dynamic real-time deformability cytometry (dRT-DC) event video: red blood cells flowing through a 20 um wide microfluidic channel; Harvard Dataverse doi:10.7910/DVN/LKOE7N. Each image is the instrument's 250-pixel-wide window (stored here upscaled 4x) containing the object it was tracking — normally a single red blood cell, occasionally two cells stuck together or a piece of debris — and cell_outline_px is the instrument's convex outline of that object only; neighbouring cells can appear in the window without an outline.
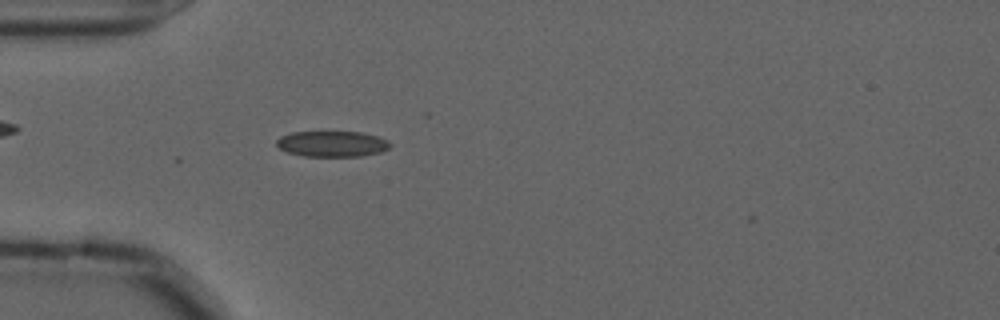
{"species": "common noctule bat (a hibernating species)", "species_latin": "Nyctalus noctula", "temperature_condition": "cold", "stored_images_in_passage": 45, "camera_frame_rate_fps": 3000, "um_per_image_px": 0.085, "animal": {"sex": "male", "forearm_length_mm": 52.5}, "frame": {"image": 1, "passage_image": 5, "time_ms": 1.333, "image_size_px": [1000, 320], "cell_outline_px": [[392, 144], [388, 148], [380, 152], [360, 156], [304, 156], [288, 152], [280, 148], [276, 144], [276, 140], [280, 136], [292, 132], [360, 132], [380, 136], [388, 140]], "centroid_in_image_um": [28.25, 12.22], "position_along_channel_um": 56.8, "area_um2": 17.05}}
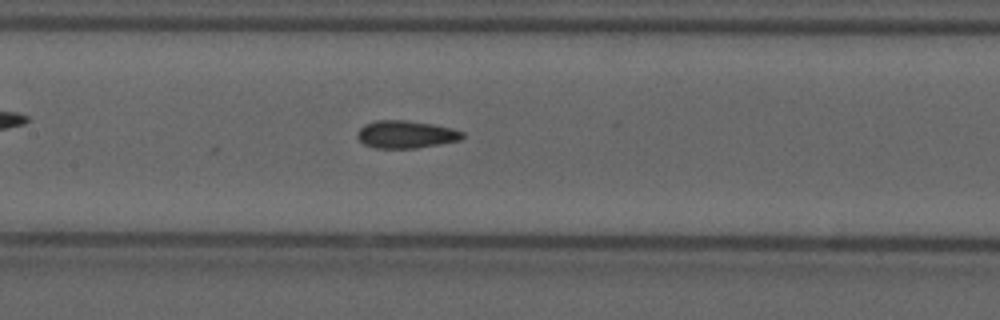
{"frame": {"image": 2, "passage_image": 15, "time_ms": 4.667, "image_size_px": [1000, 320], "cell_outline_px": [[464, 136], [460, 140], [440, 144], [416, 148], [372, 148], [364, 144], [356, 136], [356, 132], [364, 124], [376, 120], [408, 120], [432, 124], [452, 128], [464, 132]], "centroid_in_image_um": [34.48, 11.42], "position_along_channel_um": 172.9, "area_um2": 17.05}}
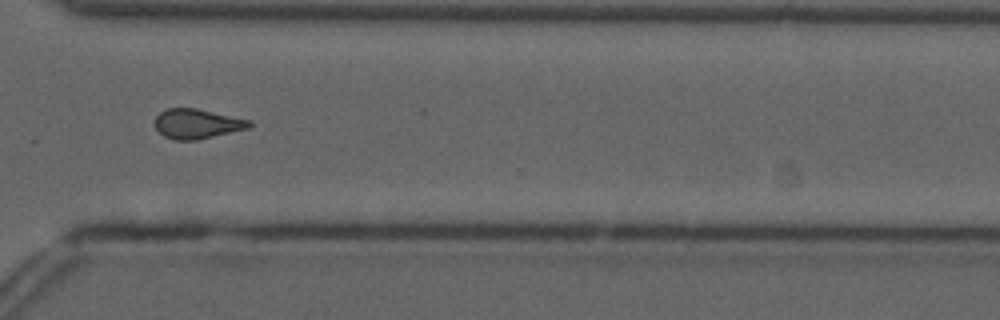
{"frame": {"image": 3, "passage_image": 30, "time_ms": 9.667, "image_size_px": [1000, 320], "cell_outline_px": [[252, 124], [248, 128], [196, 140], [176, 140], [164, 136], [156, 128], [156, 116], [160, 112], [168, 108], [196, 108], [252, 120]], "centroid_in_image_um": [16.76, 10.51], "position_along_channel_um": 353.8, "area_um2": 16.18}, "authors_computed_cell_mechanics": {"area_um2": 16.473, "velocity_mm_per_s": 3.6302, "shape_relaxation_time_tau1_ms": null, "shape_relaxation_time_tau2_ms": 2.8288, "deformation_change_tau1": null, "deformation_change_tau2": 0.1006}}